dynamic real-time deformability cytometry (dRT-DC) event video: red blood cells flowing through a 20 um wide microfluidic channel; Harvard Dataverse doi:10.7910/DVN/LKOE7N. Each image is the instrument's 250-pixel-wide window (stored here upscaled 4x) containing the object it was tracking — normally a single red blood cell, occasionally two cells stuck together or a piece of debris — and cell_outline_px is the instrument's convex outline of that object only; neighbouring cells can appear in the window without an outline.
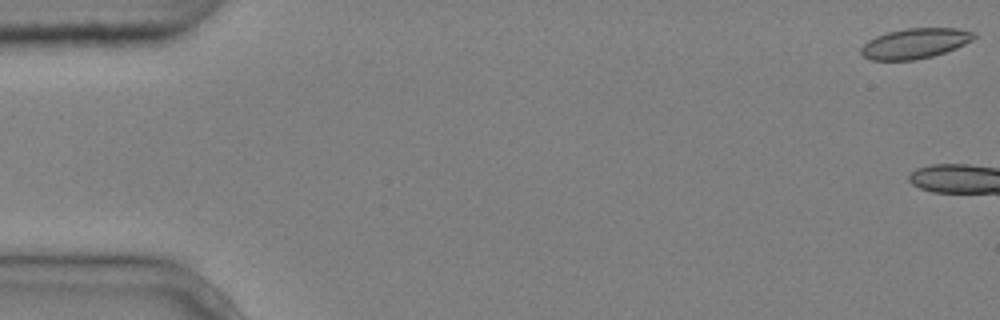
{"species": "common noctule bat (a hibernating species)", "species_latin": "Nyctalus noctula", "temperature_condition": "cold", "stored_images_in_passage": 5, "camera_frame_rate_fps": 3000, "um_per_image_px": 0.085, "animal": {"sex": "male", "body_mass_g": 20.4}, "frame": {"image": 1, "passage_image": 1, "time_ms": 0.0, "image_size_px": [1000, 320], "cell_outline_px": [[976, 36], [972, 40], [956, 48], [932, 56], [912, 60], [872, 60], [864, 56], [860, 52], [860, 48], [868, 40], [876, 36], [888, 32], [904, 28], [956, 28], [976, 32]], "centroid_in_image_um": [77.77, 3.68], "position_along_channel_um": 7.2, "area_um2": 19.83}}